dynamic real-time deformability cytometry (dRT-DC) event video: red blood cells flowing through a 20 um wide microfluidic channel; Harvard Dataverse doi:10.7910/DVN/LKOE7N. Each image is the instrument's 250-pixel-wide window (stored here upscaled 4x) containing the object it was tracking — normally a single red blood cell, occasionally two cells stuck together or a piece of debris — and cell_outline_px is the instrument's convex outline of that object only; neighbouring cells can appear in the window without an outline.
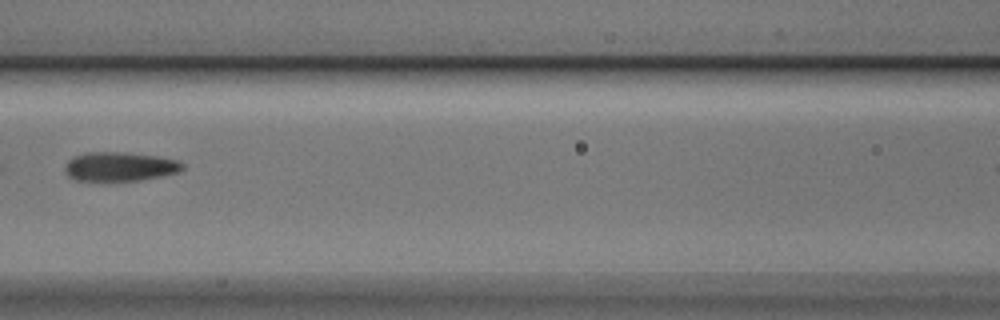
{"species": "Egyptian fruit bat (a non-hibernating species)", "species_latin": "Rousettus aegyptiacus", "temperature_condition": "cold", "stored_images_in_passage": 7, "camera_frame_rate_fps": 3000, "um_per_image_px": 0.085, "animal": {"sex": "male"}, "frame": {"image": 1, "passage_image": 5, "time_ms": 1.333, "image_size_px": [1000, 320], "cell_outline_px": [[184, 168], [180, 172], [140, 180], [72, 180], [64, 172], [64, 164], [72, 156], [88, 152], [120, 152], [156, 156], [176, 160], [184, 164]], "centroid_in_image_um": [10.13, 14.15], "position_along_channel_um": 156.5, "area_um2": 19.94}}
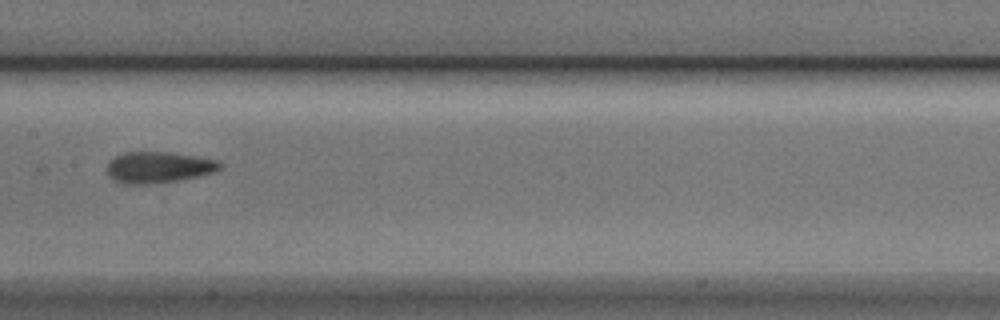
{"frame": {"image": 2, "passage_image": 6, "time_ms": 1.667, "image_size_px": [1000, 320], "cell_outline_px": [[224, 168], [212, 172], [180, 180], [152, 184], [124, 184], [112, 180], [108, 176], [108, 164], [116, 156], [124, 152], [168, 152], [196, 156], [220, 160], [224, 164]], "centroid_in_image_um": [13.51, 14.22], "position_along_channel_um": 193.9, "area_um2": 20.69}}